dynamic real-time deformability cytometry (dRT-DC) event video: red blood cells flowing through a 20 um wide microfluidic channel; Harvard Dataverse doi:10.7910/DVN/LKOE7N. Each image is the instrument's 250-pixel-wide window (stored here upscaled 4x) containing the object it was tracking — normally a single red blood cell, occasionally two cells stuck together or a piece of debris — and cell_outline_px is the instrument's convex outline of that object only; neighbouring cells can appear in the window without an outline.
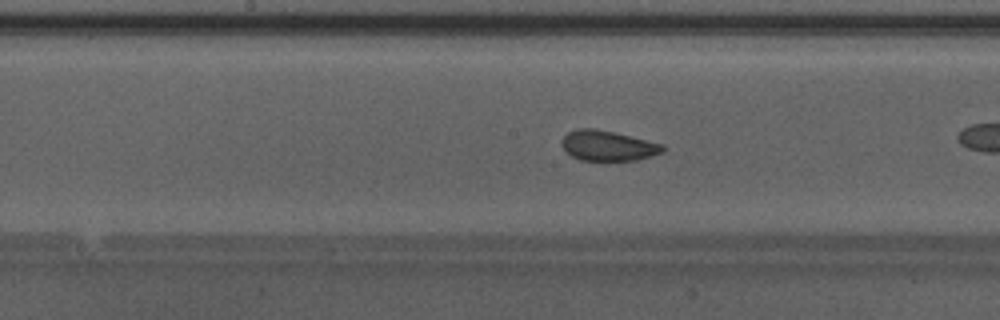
{"species": "Egyptian fruit bat (a non-hibernating species)", "species_latin": "Rousettus aegyptiacus", "temperature_condition": "warm", "stored_images_in_passage": 18, "camera_frame_rate_fps": 3000, "um_per_image_px": 0.085, "animal": {"sex": "male"}, "frame": {"image": 1, "passage_image": 13, "time_ms": 4.0, "image_size_px": [1000, 320], "cell_outline_px": [[664, 152], [636, 160], [580, 160], [572, 156], [564, 148], [560, 140], [568, 132], [576, 128], [592, 128], [612, 132], [664, 144]], "centroid_in_image_um": [51.66, 12.38], "position_along_channel_um": 196.5, "area_um2": 17.57}}